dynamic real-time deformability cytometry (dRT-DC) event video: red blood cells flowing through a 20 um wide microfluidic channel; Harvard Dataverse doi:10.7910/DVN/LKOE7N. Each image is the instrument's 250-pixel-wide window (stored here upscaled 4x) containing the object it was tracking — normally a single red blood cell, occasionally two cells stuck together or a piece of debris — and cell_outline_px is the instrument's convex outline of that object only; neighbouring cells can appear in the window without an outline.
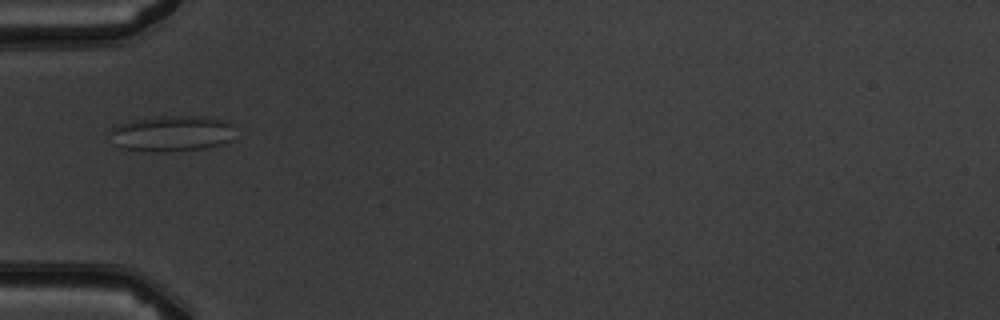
{"species": "common noctule bat (a hibernating species)", "species_latin": "Nyctalus noctula", "temperature_condition": "warm", "stored_images_in_passage": 1, "camera_frame_rate_fps": 3000, "um_per_image_px": 0.085, "animal": {"sex": "male", "body_mass_g": 19.5, "forearm_length_mm": 54.6}, "frame": {"image": 1, "passage_image": 1, "time_ms": 0.0, "image_size_px": [1000, 320], "cell_outline_px": [[232, 140], [220, 144], [204, 148], [160, 152], [124, 148], [116, 144], [108, 132], [112, 128], [120, 124], [136, 120], [160, 116], [200, 116], [228, 120], [232, 124]], "centroid_in_image_um": [14.63, 11.33], "position_along_channel_um": 70.4, "area_um2": 25.78}}